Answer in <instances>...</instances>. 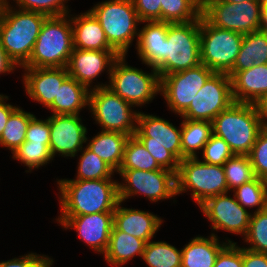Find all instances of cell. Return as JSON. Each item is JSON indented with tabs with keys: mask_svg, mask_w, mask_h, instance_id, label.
I'll list each match as a JSON object with an SVG mask.
<instances>
[{
	"mask_svg": "<svg viewBox=\"0 0 267 267\" xmlns=\"http://www.w3.org/2000/svg\"><path fill=\"white\" fill-rule=\"evenodd\" d=\"M34 116L18 106L7 121L0 137V146L13 154L25 142L28 124Z\"/></svg>",
	"mask_w": 267,
	"mask_h": 267,
	"instance_id": "31",
	"label": "cell"
},
{
	"mask_svg": "<svg viewBox=\"0 0 267 267\" xmlns=\"http://www.w3.org/2000/svg\"><path fill=\"white\" fill-rule=\"evenodd\" d=\"M131 169L143 171L163 169L135 135L130 136L126 141L124 158L119 170Z\"/></svg>",
	"mask_w": 267,
	"mask_h": 267,
	"instance_id": "33",
	"label": "cell"
},
{
	"mask_svg": "<svg viewBox=\"0 0 267 267\" xmlns=\"http://www.w3.org/2000/svg\"><path fill=\"white\" fill-rule=\"evenodd\" d=\"M267 63V32L257 30L244 34L240 51L233 68L229 72L248 70L255 64Z\"/></svg>",
	"mask_w": 267,
	"mask_h": 267,
	"instance_id": "29",
	"label": "cell"
},
{
	"mask_svg": "<svg viewBox=\"0 0 267 267\" xmlns=\"http://www.w3.org/2000/svg\"><path fill=\"white\" fill-rule=\"evenodd\" d=\"M142 259L148 267H181L182 252L166 241H148Z\"/></svg>",
	"mask_w": 267,
	"mask_h": 267,
	"instance_id": "32",
	"label": "cell"
},
{
	"mask_svg": "<svg viewBox=\"0 0 267 267\" xmlns=\"http://www.w3.org/2000/svg\"><path fill=\"white\" fill-rule=\"evenodd\" d=\"M131 107L107 86L90 90L88 110L103 131H117L133 136L140 111Z\"/></svg>",
	"mask_w": 267,
	"mask_h": 267,
	"instance_id": "11",
	"label": "cell"
},
{
	"mask_svg": "<svg viewBox=\"0 0 267 267\" xmlns=\"http://www.w3.org/2000/svg\"><path fill=\"white\" fill-rule=\"evenodd\" d=\"M161 21L188 23L199 20L202 9L193 0H161Z\"/></svg>",
	"mask_w": 267,
	"mask_h": 267,
	"instance_id": "34",
	"label": "cell"
},
{
	"mask_svg": "<svg viewBox=\"0 0 267 267\" xmlns=\"http://www.w3.org/2000/svg\"><path fill=\"white\" fill-rule=\"evenodd\" d=\"M146 242L128 233L119 231L114 225L109 245L103 257L112 267H121L136 256L142 258Z\"/></svg>",
	"mask_w": 267,
	"mask_h": 267,
	"instance_id": "28",
	"label": "cell"
},
{
	"mask_svg": "<svg viewBox=\"0 0 267 267\" xmlns=\"http://www.w3.org/2000/svg\"><path fill=\"white\" fill-rule=\"evenodd\" d=\"M120 56L116 50H79L74 48L67 65L69 76L86 86L89 90L106 87L107 84L98 83L92 86L93 81L108 73V79L115 60Z\"/></svg>",
	"mask_w": 267,
	"mask_h": 267,
	"instance_id": "17",
	"label": "cell"
},
{
	"mask_svg": "<svg viewBox=\"0 0 267 267\" xmlns=\"http://www.w3.org/2000/svg\"><path fill=\"white\" fill-rule=\"evenodd\" d=\"M237 202L244 208H256L255 212L267 208V181L255 177L231 191Z\"/></svg>",
	"mask_w": 267,
	"mask_h": 267,
	"instance_id": "36",
	"label": "cell"
},
{
	"mask_svg": "<svg viewBox=\"0 0 267 267\" xmlns=\"http://www.w3.org/2000/svg\"><path fill=\"white\" fill-rule=\"evenodd\" d=\"M214 232L210 236H195L184 245L182 252L181 267H213L220 250L227 244L233 243L231 239L220 242Z\"/></svg>",
	"mask_w": 267,
	"mask_h": 267,
	"instance_id": "25",
	"label": "cell"
},
{
	"mask_svg": "<svg viewBox=\"0 0 267 267\" xmlns=\"http://www.w3.org/2000/svg\"><path fill=\"white\" fill-rule=\"evenodd\" d=\"M22 83L30 99L48 108L57 98L63 81L69 76L67 67H22Z\"/></svg>",
	"mask_w": 267,
	"mask_h": 267,
	"instance_id": "20",
	"label": "cell"
},
{
	"mask_svg": "<svg viewBox=\"0 0 267 267\" xmlns=\"http://www.w3.org/2000/svg\"><path fill=\"white\" fill-rule=\"evenodd\" d=\"M73 49L70 13L48 16L42 24L29 61L23 67H67Z\"/></svg>",
	"mask_w": 267,
	"mask_h": 267,
	"instance_id": "4",
	"label": "cell"
},
{
	"mask_svg": "<svg viewBox=\"0 0 267 267\" xmlns=\"http://www.w3.org/2000/svg\"><path fill=\"white\" fill-rule=\"evenodd\" d=\"M201 9L205 5V0H193Z\"/></svg>",
	"mask_w": 267,
	"mask_h": 267,
	"instance_id": "52",
	"label": "cell"
},
{
	"mask_svg": "<svg viewBox=\"0 0 267 267\" xmlns=\"http://www.w3.org/2000/svg\"><path fill=\"white\" fill-rule=\"evenodd\" d=\"M199 208L208 221H210L213 230H224L236 235L246 236L251 212L244 209L228 193L216 195L207 199Z\"/></svg>",
	"mask_w": 267,
	"mask_h": 267,
	"instance_id": "16",
	"label": "cell"
},
{
	"mask_svg": "<svg viewBox=\"0 0 267 267\" xmlns=\"http://www.w3.org/2000/svg\"><path fill=\"white\" fill-rule=\"evenodd\" d=\"M47 17L40 12L12 7L8 0L5 2L0 17V42L19 69L29 61Z\"/></svg>",
	"mask_w": 267,
	"mask_h": 267,
	"instance_id": "2",
	"label": "cell"
},
{
	"mask_svg": "<svg viewBox=\"0 0 267 267\" xmlns=\"http://www.w3.org/2000/svg\"><path fill=\"white\" fill-rule=\"evenodd\" d=\"M8 99V96L0 94V137L6 127L10 115L18 108L17 106L9 104V102L6 103Z\"/></svg>",
	"mask_w": 267,
	"mask_h": 267,
	"instance_id": "48",
	"label": "cell"
},
{
	"mask_svg": "<svg viewBox=\"0 0 267 267\" xmlns=\"http://www.w3.org/2000/svg\"><path fill=\"white\" fill-rule=\"evenodd\" d=\"M183 119V120H182ZM181 160L197 158L213 134L212 122L181 118Z\"/></svg>",
	"mask_w": 267,
	"mask_h": 267,
	"instance_id": "30",
	"label": "cell"
},
{
	"mask_svg": "<svg viewBox=\"0 0 267 267\" xmlns=\"http://www.w3.org/2000/svg\"><path fill=\"white\" fill-rule=\"evenodd\" d=\"M249 229L243 238L246 249L267 254V208L258 212H252Z\"/></svg>",
	"mask_w": 267,
	"mask_h": 267,
	"instance_id": "39",
	"label": "cell"
},
{
	"mask_svg": "<svg viewBox=\"0 0 267 267\" xmlns=\"http://www.w3.org/2000/svg\"><path fill=\"white\" fill-rule=\"evenodd\" d=\"M79 115L49 116L50 144L52 157L56 154L63 157H75L86 144L87 127L82 124Z\"/></svg>",
	"mask_w": 267,
	"mask_h": 267,
	"instance_id": "19",
	"label": "cell"
},
{
	"mask_svg": "<svg viewBox=\"0 0 267 267\" xmlns=\"http://www.w3.org/2000/svg\"><path fill=\"white\" fill-rule=\"evenodd\" d=\"M123 179L118 182L119 199L127 200L139 194L152 202L168 200L177 196L176 174L168 169L143 171L138 169L118 170ZM124 181V182H123Z\"/></svg>",
	"mask_w": 267,
	"mask_h": 267,
	"instance_id": "12",
	"label": "cell"
},
{
	"mask_svg": "<svg viewBox=\"0 0 267 267\" xmlns=\"http://www.w3.org/2000/svg\"><path fill=\"white\" fill-rule=\"evenodd\" d=\"M190 191L198 207L207 199L228 193L223 166L210 165L197 158H184L176 173V194Z\"/></svg>",
	"mask_w": 267,
	"mask_h": 267,
	"instance_id": "9",
	"label": "cell"
},
{
	"mask_svg": "<svg viewBox=\"0 0 267 267\" xmlns=\"http://www.w3.org/2000/svg\"><path fill=\"white\" fill-rule=\"evenodd\" d=\"M236 242L227 243L219 252L213 267H243L242 247Z\"/></svg>",
	"mask_w": 267,
	"mask_h": 267,
	"instance_id": "45",
	"label": "cell"
},
{
	"mask_svg": "<svg viewBox=\"0 0 267 267\" xmlns=\"http://www.w3.org/2000/svg\"><path fill=\"white\" fill-rule=\"evenodd\" d=\"M77 175L75 179H59V180H97V179H112L115 174L114 170L108 166L95 153L87 147L80 151Z\"/></svg>",
	"mask_w": 267,
	"mask_h": 267,
	"instance_id": "35",
	"label": "cell"
},
{
	"mask_svg": "<svg viewBox=\"0 0 267 267\" xmlns=\"http://www.w3.org/2000/svg\"><path fill=\"white\" fill-rule=\"evenodd\" d=\"M119 201L114 210L113 225L122 232L144 240L146 243L155 236L163 223V219L151 212L121 207Z\"/></svg>",
	"mask_w": 267,
	"mask_h": 267,
	"instance_id": "21",
	"label": "cell"
},
{
	"mask_svg": "<svg viewBox=\"0 0 267 267\" xmlns=\"http://www.w3.org/2000/svg\"><path fill=\"white\" fill-rule=\"evenodd\" d=\"M134 135L162 168L177 173L181 161V128L140 111Z\"/></svg>",
	"mask_w": 267,
	"mask_h": 267,
	"instance_id": "5",
	"label": "cell"
},
{
	"mask_svg": "<svg viewBox=\"0 0 267 267\" xmlns=\"http://www.w3.org/2000/svg\"><path fill=\"white\" fill-rule=\"evenodd\" d=\"M7 0H0V17H1V13H2V9L4 7V4Z\"/></svg>",
	"mask_w": 267,
	"mask_h": 267,
	"instance_id": "54",
	"label": "cell"
},
{
	"mask_svg": "<svg viewBox=\"0 0 267 267\" xmlns=\"http://www.w3.org/2000/svg\"><path fill=\"white\" fill-rule=\"evenodd\" d=\"M214 73L200 63L196 67L164 75L161 77L160 96L166 100L169 110L180 116Z\"/></svg>",
	"mask_w": 267,
	"mask_h": 267,
	"instance_id": "14",
	"label": "cell"
},
{
	"mask_svg": "<svg viewBox=\"0 0 267 267\" xmlns=\"http://www.w3.org/2000/svg\"><path fill=\"white\" fill-rule=\"evenodd\" d=\"M262 2L249 0L236 4L208 0L202 8V15L218 28L248 34L260 28Z\"/></svg>",
	"mask_w": 267,
	"mask_h": 267,
	"instance_id": "13",
	"label": "cell"
},
{
	"mask_svg": "<svg viewBox=\"0 0 267 267\" xmlns=\"http://www.w3.org/2000/svg\"><path fill=\"white\" fill-rule=\"evenodd\" d=\"M17 68V64L8 56L0 42V75L14 73Z\"/></svg>",
	"mask_w": 267,
	"mask_h": 267,
	"instance_id": "49",
	"label": "cell"
},
{
	"mask_svg": "<svg viewBox=\"0 0 267 267\" xmlns=\"http://www.w3.org/2000/svg\"><path fill=\"white\" fill-rule=\"evenodd\" d=\"M222 1H225V2H229V3H241V2H244V1H249V0H222Z\"/></svg>",
	"mask_w": 267,
	"mask_h": 267,
	"instance_id": "53",
	"label": "cell"
},
{
	"mask_svg": "<svg viewBox=\"0 0 267 267\" xmlns=\"http://www.w3.org/2000/svg\"><path fill=\"white\" fill-rule=\"evenodd\" d=\"M227 74L231 78L234 102L255 104L267 93V63Z\"/></svg>",
	"mask_w": 267,
	"mask_h": 267,
	"instance_id": "22",
	"label": "cell"
},
{
	"mask_svg": "<svg viewBox=\"0 0 267 267\" xmlns=\"http://www.w3.org/2000/svg\"><path fill=\"white\" fill-rule=\"evenodd\" d=\"M139 29L136 50L139 59L149 68L158 69L163 64L164 41L167 39L168 23L145 21Z\"/></svg>",
	"mask_w": 267,
	"mask_h": 267,
	"instance_id": "23",
	"label": "cell"
},
{
	"mask_svg": "<svg viewBox=\"0 0 267 267\" xmlns=\"http://www.w3.org/2000/svg\"><path fill=\"white\" fill-rule=\"evenodd\" d=\"M228 193L238 186L253 180V166L248 155H234L223 165Z\"/></svg>",
	"mask_w": 267,
	"mask_h": 267,
	"instance_id": "37",
	"label": "cell"
},
{
	"mask_svg": "<svg viewBox=\"0 0 267 267\" xmlns=\"http://www.w3.org/2000/svg\"><path fill=\"white\" fill-rule=\"evenodd\" d=\"M249 158L256 177L267 181V129L263 128L253 145Z\"/></svg>",
	"mask_w": 267,
	"mask_h": 267,
	"instance_id": "42",
	"label": "cell"
},
{
	"mask_svg": "<svg viewBox=\"0 0 267 267\" xmlns=\"http://www.w3.org/2000/svg\"><path fill=\"white\" fill-rule=\"evenodd\" d=\"M129 137L122 132L101 130L92 139L86 137V147L117 173L122 165L124 148Z\"/></svg>",
	"mask_w": 267,
	"mask_h": 267,
	"instance_id": "26",
	"label": "cell"
},
{
	"mask_svg": "<svg viewBox=\"0 0 267 267\" xmlns=\"http://www.w3.org/2000/svg\"><path fill=\"white\" fill-rule=\"evenodd\" d=\"M12 158L24 164L28 168L27 173L40 169L39 167L47 165L54 159L49 144L28 143L27 141L12 154Z\"/></svg>",
	"mask_w": 267,
	"mask_h": 267,
	"instance_id": "38",
	"label": "cell"
},
{
	"mask_svg": "<svg viewBox=\"0 0 267 267\" xmlns=\"http://www.w3.org/2000/svg\"><path fill=\"white\" fill-rule=\"evenodd\" d=\"M126 56L120 55L115 60L107 87L133 107H142L160 94L161 78L152 67L147 73L128 65Z\"/></svg>",
	"mask_w": 267,
	"mask_h": 267,
	"instance_id": "7",
	"label": "cell"
},
{
	"mask_svg": "<svg viewBox=\"0 0 267 267\" xmlns=\"http://www.w3.org/2000/svg\"><path fill=\"white\" fill-rule=\"evenodd\" d=\"M263 129L254 104L232 103L212 121V131L222 138L234 155H249Z\"/></svg>",
	"mask_w": 267,
	"mask_h": 267,
	"instance_id": "3",
	"label": "cell"
},
{
	"mask_svg": "<svg viewBox=\"0 0 267 267\" xmlns=\"http://www.w3.org/2000/svg\"><path fill=\"white\" fill-rule=\"evenodd\" d=\"M201 153L202 162L220 166H223L229 158L234 156L230 146L222 138L214 134L210 136Z\"/></svg>",
	"mask_w": 267,
	"mask_h": 267,
	"instance_id": "41",
	"label": "cell"
},
{
	"mask_svg": "<svg viewBox=\"0 0 267 267\" xmlns=\"http://www.w3.org/2000/svg\"><path fill=\"white\" fill-rule=\"evenodd\" d=\"M200 63V19L188 23H168L163 64L157 69L160 78Z\"/></svg>",
	"mask_w": 267,
	"mask_h": 267,
	"instance_id": "8",
	"label": "cell"
},
{
	"mask_svg": "<svg viewBox=\"0 0 267 267\" xmlns=\"http://www.w3.org/2000/svg\"><path fill=\"white\" fill-rule=\"evenodd\" d=\"M244 34L212 25L200 17V61L215 73H228L236 61Z\"/></svg>",
	"mask_w": 267,
	"mask_h": 267,
	"instance_id": "10",
	"label": "cell"
},
{
	"mask_svg": "<svg viewBox=\"0 0 267 267\" xmlns=\"http://www.w3.org/2000/svg\"><path fill=\"white\" fill-rule=\"evenodd\" d=\"M59 190V216H79L100 212H114L119 199L118 181L56 180Z\"/></svg>",
	"mask_w": 267,
	"mask_h": 267,
	"instance_id": "1",
	"label": "cell"
},
{
	"mask_svg": "<svg viewBox=\"0 0 267 267\" xmlns=\"http://www.w3.org/2000/svg\"><path fill=\"white\" fill-rule=\"evenodd\" d=\"M25 141L28 143L50 144L49 117L41 120L34 116L28 124Z\"/></svg>",
	"mask_w": 267,
	"mask_h": 267,
	"instance_id": "43",
	"label": "cell"
},
{
	"mask_svg": "<svg viewBox=\"0 0 267 267\" xmlns=\"http://www.w3.org/2000/svg\"><path fill=\"white\" fill-rule=\"evenodd\" d=\"M70 14L73 47L79 50H115L95 16L87 10L80 15Z\"/></svg>",
	"mask_w": 267,
	"mask_h": 267,
	"instance_id": "24",
	"label": "cell"
},
{
	"mask_svg": "<svg viewBox=\"0 0 267 267\" xmlns=\"http://www.w3.org/2000/svg\"><path fill=\"white\" fill-rule=\"evenodd\" d=\"M243 267H267V254L242 247Z\"/></svg>",
	"mask_w": 267,
	"mask_h": 267,
	"instance_id": "47",
	"label": "cell"
},
{
	"mask_svg": "<svg viewBox=\"0 0 267 267\" xmlns=\"http://www.w3.org/2000/svg\"><path fill=\"white\" fill-rule=\"evenodd\" d=\"M232 103H234V100L231 78L227 73H214L180 117L212 122L217 115L226 110Z\"/></svg>",
	"mask_w": 267,
	"mask_h": 267,
	"instance_id": "15",
	"label": "cell"
},
{
	"mask_svg": "<svg viewBox=\"0 0 267 267\" xmlns=\"http://www.w3.org/2000/svg\"><path fill=\"white\" fill-rule=\"evenodd\" d=\"M141 22L161 21V0H132Z\"/></svg>",
	"mask_w": 267,
	"mask_h": 267,
	"instance_id": "46",
	"label": "cell"
},
{
	"mask_svg": "<svg viewBox=\"0 0 267 267\" xmlns=\"http://www.w3.org/2000/svg\"><path fill=\"white\" fill-rule=\"evenodd\" d=\"M259 30L267 32V0H263L261 9V24Z\"/></svg>",
	"mask_w": 267,
	"mask_h": 267,
	"instance_id": "51",
	"label": "cell"
},
{
	"mask_svg": "<svg viewBox=\"0 0 267 267\" xmlns=\"http://www.w3.org/2000/svg\"><path fill=\"white\" fill-rule=\"evenodd\" d=\"M90 90L68 76L57 92V98L47 108L55 115H79L81 110L89 107Z\"/></svg>",
	"mask_w": 267,
	"mask_h": 267,
	"instance_id": "27",
	"label": "cell"
},
{
	"mask_svg": "<svg viewBox=\"0 0 267 267\" xmlns=\"http://www.w3.org/2000/svg\"><path fill=\"white\" fill-rule=\"evenodd\" d=\"M53 263V258L31 252L19 258L16 257L7 261H1L0 267H51Z\"/></svg>",
	"mask_w": 267,
	"mask_h": 267,
	"instance_id": "44",
	"label": "cell"
},
{
	"mask_svg": "<svg viewBox=\"0 0 267 267\" xmlns=\"http://www.w3.org/2000/svg\"><path fill=\"white\" fill-rule=\"evenodd\" d=\"M254 105L257 109L263 128L267 129V93L264 94Z\"/></svg>",
	"mask_w": 267,
	"mask_h": 267,
	"instance_id": "50",
	"label": "cell"
},
{
	"mask_svg": "<svg viewBox=\"0 0 267 267\" xmlns=\"http://www.w3.org/2000/svg\"><path fill=\"white\" fill-rule=\"evenodd\" d=\"M64 229H73L82 242L98 254H104L114 222V212H100L79 216H58L55 218Z\"/></svg>",
	"mask_w": 267,
	"mask_h": 267,
	"instance_id": "18",
	"label": "cell"
},
{
	"mask_svg": "<svg viewBox=\"0 0 267 267\" xmlns=\"http://www.w3.org/2000/svg\"><path fill=\"white\" fill-rule=\"evenodd\" d=\"M10 1V0H8ZM16 8L25 11L40 12L47 16H62L69 14L71 11L68 8L70 0H13Z\"/></svg>",
	"mask_w": 267,
	"mask_h": 267,
	"instance_id": "40",
	"label": "cell"
},
{
	"mask_svg": "<svg viewBox=\"0 0 267 267\" xmlns=\"http://www.w3.org/2000/svg\"><path fill=\"white\" fill-rule=\"evenodd\" d=\"M89 11L99 21L109 44L120 54L127 55L134 39L138 40L141 21L132 0H105Z\"/></svg>",
	"mask_w": 267,
	"mask_h": 267,
	"instance_id": "6",
	"label": "cell"
}]
</instances>
